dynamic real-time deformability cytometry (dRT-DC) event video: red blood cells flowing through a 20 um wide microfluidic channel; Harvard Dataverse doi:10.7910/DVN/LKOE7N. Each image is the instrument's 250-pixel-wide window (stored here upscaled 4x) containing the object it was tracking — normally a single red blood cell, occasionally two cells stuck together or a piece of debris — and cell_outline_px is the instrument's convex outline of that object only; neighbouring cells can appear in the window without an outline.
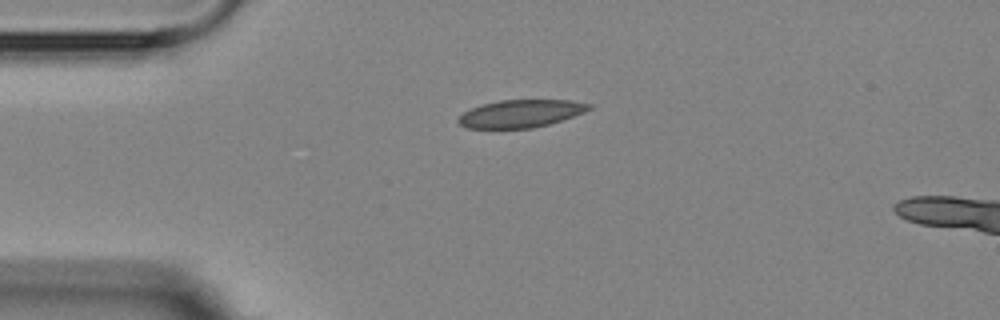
{"species": "Egyptian fruit bat (a non-hibernating species)", "species_latin": "Rousettus aegyptiacus", "temperature_condition": "room temperature", "stored_images_in_passage": 2, "camera_frame_rate_fps": 3000, "um_per_image_px": 0.085, "animal": {"sex": "female"}, "frame": {"image": 1, "passage_image": 1, "time_ms": 0.0, "image_size_px": [1000, 320], "cell_outline_px": [[592, 108], [584, 112], [548, 124], [532, 128], [468, 128], [460, 124], [456, 120], [464, 112], [480, 104], [500, 100], [568, 100], [592, 104]], "centroid_in_image_um": [44.25, 9.65], "position_along_channel_um": 40.8, "area_um2": 20.87}}